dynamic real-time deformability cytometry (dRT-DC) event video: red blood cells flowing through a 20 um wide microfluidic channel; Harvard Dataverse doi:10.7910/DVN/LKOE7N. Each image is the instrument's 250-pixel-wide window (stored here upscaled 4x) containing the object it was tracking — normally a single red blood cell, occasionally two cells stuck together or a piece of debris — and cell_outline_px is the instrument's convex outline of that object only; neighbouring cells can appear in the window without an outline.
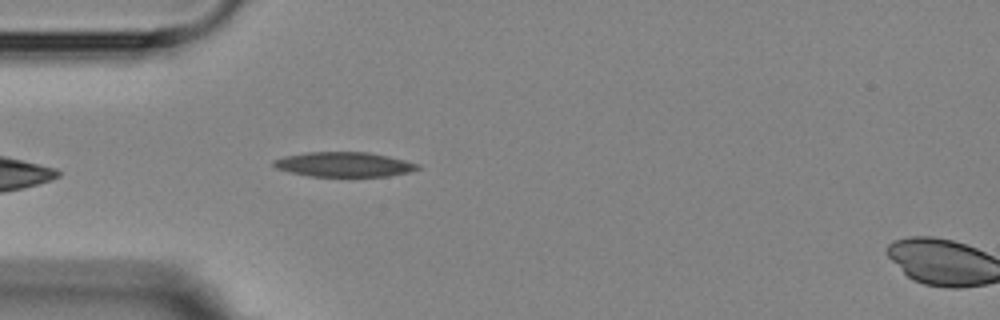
{"species": "Egyptian fruit bat (a non-hibernating species)", "species_latin": "Rousettus aegyptiacus", "temperature_condition": "room temperature", "stored_images_in_passage": 5, "camera_frame_rate_fps": 3000, "um_per_image_px": 0.085, "animal": {"sex": "female"}, "frame": {"image": 1, "passage_image": 5, "time_ms": 5.333, "image_size_px": [1000, 320], "cell_outline_px": [[420, 168], [408, 172], [388, 176], [312, 176], [292, 172], [276, 168], [272, 164], [272, 160], [284, 156], [308, 152], [368, 152], [388, 156], [420, 164]], "centroid_in_image_um": [29.24, 13.97], "position_along_channel_um": 55.8, "area_um2": 20.58}}